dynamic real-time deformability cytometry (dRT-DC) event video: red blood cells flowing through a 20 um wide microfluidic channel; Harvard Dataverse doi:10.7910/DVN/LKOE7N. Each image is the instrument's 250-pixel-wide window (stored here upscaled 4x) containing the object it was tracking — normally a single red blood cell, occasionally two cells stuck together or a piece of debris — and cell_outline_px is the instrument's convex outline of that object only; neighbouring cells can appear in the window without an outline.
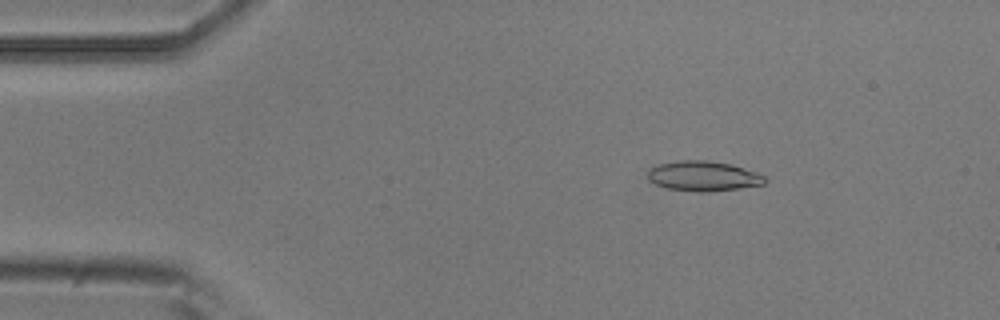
{"species": "common noctule bat (a hibernating species)", "species_latin": "Nyctalus noctula", "temperature_condition": "room temperature", "stored_images_in_passage": 3, "camera_frame_rate_fps": 3000, "um_per_image_px": 0.085, "animal": {"sex": "male", "body_mass_g": 20.5, "forearm_length_mm": 52.5}, "frame": {"image": 1, "passage_image": 1, "time_ms": 0.0, "image_size_px": [1000, 320], "cell_outline_px": [[768, 180], [764, 184], [740, 188], [708, 192], [696, 192], [668, 188], [656, 184], [648, 180], [648, 168], [660, 164], [680, 160], [708, 160], [732, 164], [756, 172], [764, 176]], "centroid_in_image_um": [59.79, 14.96], "position_along_channel_um": 25.2, "area_um2": 20.58}}